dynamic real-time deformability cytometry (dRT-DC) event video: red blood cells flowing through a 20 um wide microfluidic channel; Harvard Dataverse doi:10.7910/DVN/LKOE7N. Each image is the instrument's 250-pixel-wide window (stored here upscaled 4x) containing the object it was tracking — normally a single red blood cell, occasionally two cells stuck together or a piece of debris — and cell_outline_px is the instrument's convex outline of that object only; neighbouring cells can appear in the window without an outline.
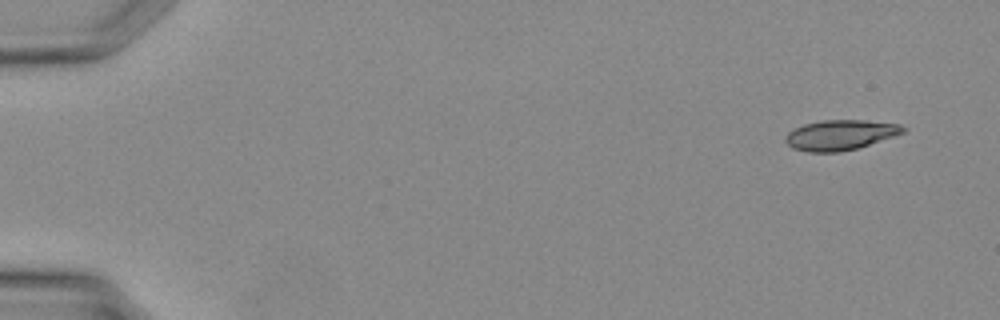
{"species": "Egyptian fruit bat (a non-hibernating species)", "species_latin": "Rousettus aegyptiacus", "temperature_condition": "warm", "stored_images_in_passage": 34, "camera_frame_rate_fps": 3000, "um_per_image_px": 0.085, "animal": {"sex": "female"}, "frame": {"image": 1, "passage_image": 1, "time_ms": 0.0, "image_size_px": [1000, 320], "cell_outline_px": [[904, 132], [856, 148], [840, 152], [808, 152], [792, 148], [784, 140], [784, 136], [788, 132], [804, 124], [824, 120], [864, 120], [900, 124], [904, 128]], "centroid_in_image_um": [71.36, 11.47], "position_along_channel_um": 13.6, "area_um2": 20.35}}
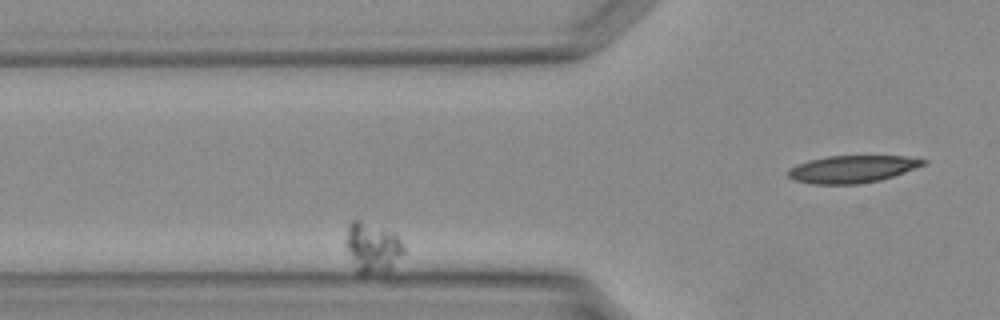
{"frame": {"image": 2, "passage_image": 10, "time_ms": 3.0, "image_size_px": [1000, 320], "cell_outline_px": [[404, 252], [396, 280], [388, 280], [360, 276], [344, 244], [348, 224], [352, 220], [360, 220], [392, 232], [400, 240], [404, 248]], "centroid_in_image_um": [31.78, 21.29], "position_along_channel_um": 94.0, "area_um2": 19.02}}